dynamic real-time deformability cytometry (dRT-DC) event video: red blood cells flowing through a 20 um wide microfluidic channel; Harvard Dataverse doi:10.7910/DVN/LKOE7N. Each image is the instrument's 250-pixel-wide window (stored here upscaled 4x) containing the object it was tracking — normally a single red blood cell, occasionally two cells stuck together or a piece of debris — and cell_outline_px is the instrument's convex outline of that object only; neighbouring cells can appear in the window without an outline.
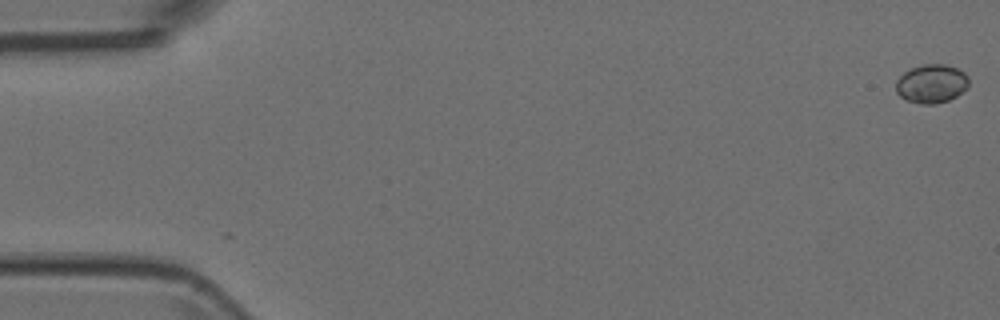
{"species": "Egyptian fruit bat (a non-hibernating species)", "species_latin": "Rousettus aegyptiacus", "temperature_condition": "room temperature", "stored_images_in_passage": 6, "camera_frame_rate_fps": 3000, "um_per_image_px": 0.085, "animal": {"sex": "female"}, "frame": {"image": 1, "passage_image": 1, "time_ms": 0.0, "image_size_px": [1000, 320], "cell_outline_px": [[968, 88], [956, 96], [948, 100], [936, 104], [920, 104], [904, 100], [896, 92], [896, 80], [904, 72], [912, 68], [924, 64], [944, 64], [956, 68], [964, 72], [968, 76]], "centroid_in_image_um": [79.17, 7.12], "position_along_channel_um": 5.8, "area_um2": 16.53}}
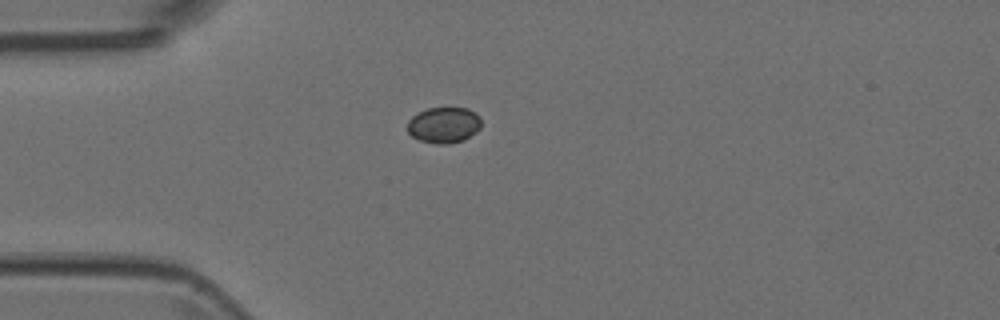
{"frame": {"image": 2, "passage_image": 5, "time_ms": 1.333, "image_size_px": [1000, 320], "cell_outline_px": [[480, 128], [476, 132], [464, 140], [448, 144], [436, 144], [420, 140], [412, 136], [408, 132], [408, 120], [412, 116], [428, 108], [468, 108], [476, 112], [480, 116]], "centroid_in_image_um": [37.75, 10.63], "position_along_channel_um": 47.3, "area_um2": 15.49}}